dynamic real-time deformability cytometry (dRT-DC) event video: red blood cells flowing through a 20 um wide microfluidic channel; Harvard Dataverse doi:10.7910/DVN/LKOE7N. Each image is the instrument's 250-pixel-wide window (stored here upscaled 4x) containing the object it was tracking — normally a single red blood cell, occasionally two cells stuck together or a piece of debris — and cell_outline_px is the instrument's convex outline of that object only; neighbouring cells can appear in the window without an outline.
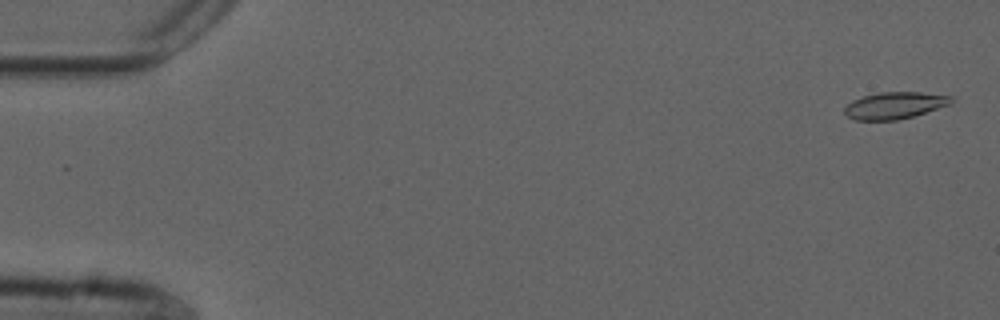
{"species": "common noctule bat (a hibernating species)", "species_latin": "Nyctalus noctula", "temperature_condition": "cold", "stored_images_in_passage": 55, "camera_frame_rate_fps": 3000, "um_per_image_px": 0.085, "animal": {"sex": "male", "forearm_length_mm": 52.5}, "frame": {"image": 1, "passage_image": 2, "time_ms": 0.333, "image_size_px": [1000, 320], "cell_outline_px": [[956, 100], [952, 104], [912, 116], [896, 120], [856, 120], [848, 116], [844, 112], [844, 108], [852, 100], [864, 96], [880, 92], [920, 92], [952, 96]], "centroid_in_image_um": [76.08, 8.95], "position_along_channel_um": 8.9, "area_um2": 16.65}}
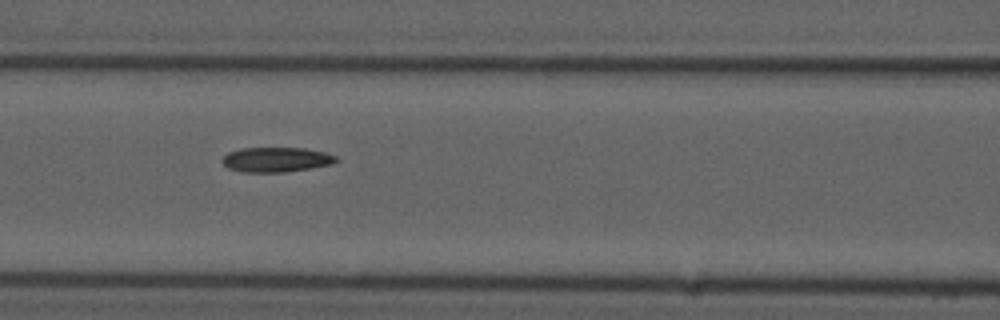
{"frame": {"image": 2, "passage_image": 24, "time_ms": 7.667, "image_size_px": [1000, 320], "cell_outline_px": [[340, 160], [332, 164], [284, 172], [244, 172], [228, 168], [220, 160], [228, 152], [240, 148], [304, 148], [324, 152], [336, 156]], "centroid_in_image_um": [23.46, 13.56], "position_along_channel_um": 143.1, "area_um2": 16.42}}
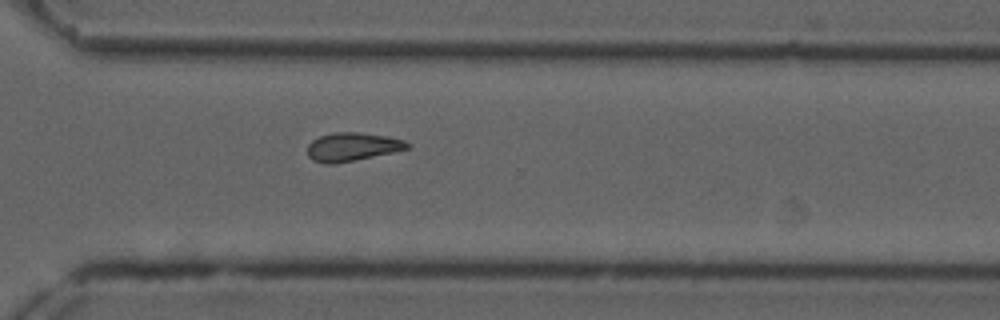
{"frame": {"image": 3, "passage_image": 40, "time_ms": 13.0, "image_size_px": [1000, 320], "cell_outline_px": [[412, 144], [408, 148], [392, 152], [336, 164], [328, 164], [312, 160], [308, 156], [308, 144], [312, 140], [320, 136], [332, 132], [356, 132], [388, 136], [404, 140]], "centroid_in_image_um": [29.93, 12.47], "position_along_channel_um": 340.7, "area_um2": 16.53}}